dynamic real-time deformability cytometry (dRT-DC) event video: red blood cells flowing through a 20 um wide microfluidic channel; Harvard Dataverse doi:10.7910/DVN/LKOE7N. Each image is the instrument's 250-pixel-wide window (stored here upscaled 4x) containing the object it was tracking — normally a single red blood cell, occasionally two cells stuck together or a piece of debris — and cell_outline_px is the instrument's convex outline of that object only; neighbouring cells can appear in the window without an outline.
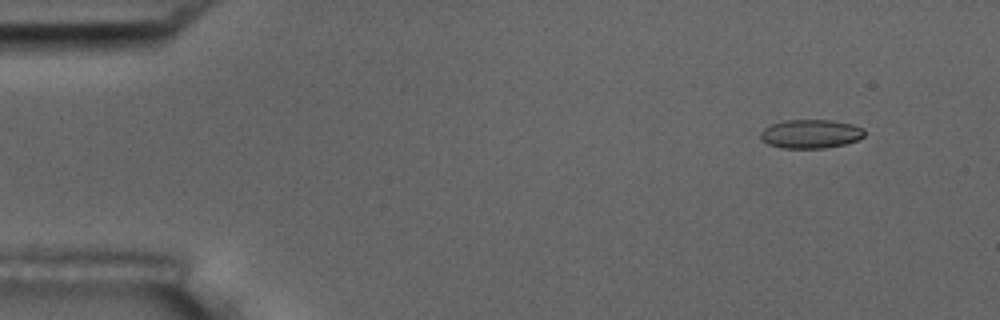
{"species": "common noctule bat (a hibernating species)", "species_latin": "Nyctalus noctula", "temperature_condition": "room temperature", "stored_images_in_passage": 4, "camera_frame_rate_fps": 3000, "um_per_image_px": 0.085, "animal": {"sex": "male", "body_mass_g": 17.5, "forearm_length_mm": 52.3}, "frame": {"image": 1, "passage_image": 1, "time_ms": 0.0, "image_size_px": [1000, 320], "cell_outline_px": [[864, 136], [848, 144], [824, 148], [780, 148], [768, 144], [760, 136], [760, 132], [764, 128], [772, 124], [784, 120], [832, 120], [852, 124], [864, 128]], "centroid_in_image_um": [68.92, 11.38], "position_along_channel_um": 16.1, "area_um2": 17.51}}